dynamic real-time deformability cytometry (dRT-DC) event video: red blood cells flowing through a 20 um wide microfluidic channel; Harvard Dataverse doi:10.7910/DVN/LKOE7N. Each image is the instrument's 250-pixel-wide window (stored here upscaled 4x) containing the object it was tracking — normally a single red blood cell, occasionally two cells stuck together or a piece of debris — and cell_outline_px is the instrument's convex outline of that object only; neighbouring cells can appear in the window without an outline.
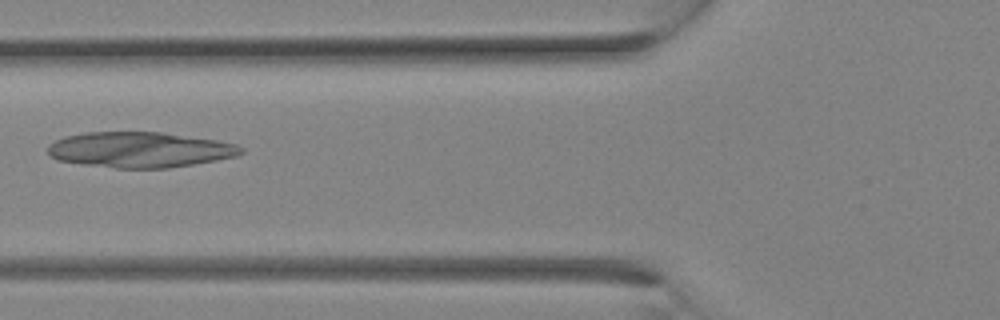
{"species": "Egyptian fruit bat (a non-hibernating species)", "species_latin": "Rousettus aegyptiacus", "temperature_condition": "room temperature", "stored_images_in_passage": 4, "camera_frame_rate_fps": 3000, "um_per_image_px": 0.085, "animal": {"sex": "female"}, "frame": {"image": 1, "passage_image": 3, "time_ms": 0.667, "image_size_px": [1000, 320], "cell_outline_px": [[244, 152], [236, 156], [216, 160], [168, 168], [116, 168], [84, 164], [56, 160], [48, 152], [48, 144], [64, 136], [88, 132], [160, 132], [216, 140], [236, 144], [244, 148]], "centroid_in_image_um": [11.88, 12.72], "position_along_channel_um": 113.9, "area_um2": 39.82}}